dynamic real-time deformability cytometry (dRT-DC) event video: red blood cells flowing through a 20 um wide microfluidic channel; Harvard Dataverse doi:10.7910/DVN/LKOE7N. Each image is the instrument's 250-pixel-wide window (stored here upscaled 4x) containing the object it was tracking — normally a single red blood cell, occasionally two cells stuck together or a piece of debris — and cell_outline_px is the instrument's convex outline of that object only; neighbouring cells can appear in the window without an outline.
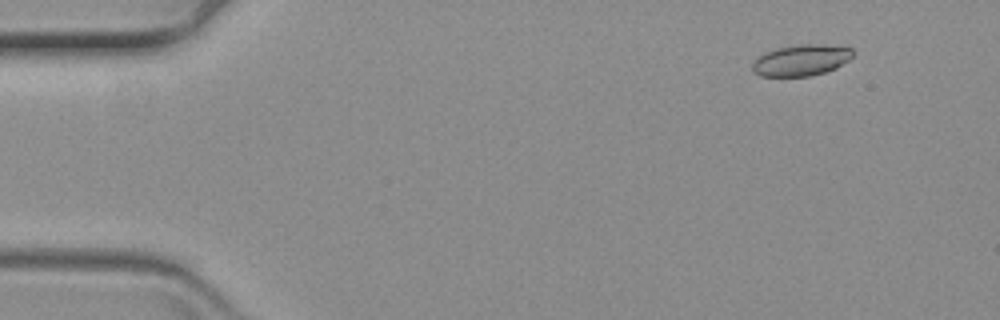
{"species": "common noctule bat (a hibernating species)", "species_latin": "Nyctalus noctula", "temperature_condition": "warm", "stored_images_in_passage": 13, "camera_frame_rate_fps": 3000, "um_per_image_px": 0.085, "animal": {"sex": "female", "body_mass_g": 19.3, "forearm_length_mm": 54.1}, "frame": {"image": 1, "passage_image": 6, "time_ms": 1.667, "image_size_px": [1000, 320], "cell_outline_px": [[852, 56], [848, 60], [836, 68], [824, 72], [808, 76], [760, 76], [752, 72], [752, 64], [764, 52], [776, 48], [804, 44], [820, 44], [852, 48]], "centroid_in_image_um": [68.07, 5.12], "position_along_channel_um": 16.9, "area_um2": 18.09}}